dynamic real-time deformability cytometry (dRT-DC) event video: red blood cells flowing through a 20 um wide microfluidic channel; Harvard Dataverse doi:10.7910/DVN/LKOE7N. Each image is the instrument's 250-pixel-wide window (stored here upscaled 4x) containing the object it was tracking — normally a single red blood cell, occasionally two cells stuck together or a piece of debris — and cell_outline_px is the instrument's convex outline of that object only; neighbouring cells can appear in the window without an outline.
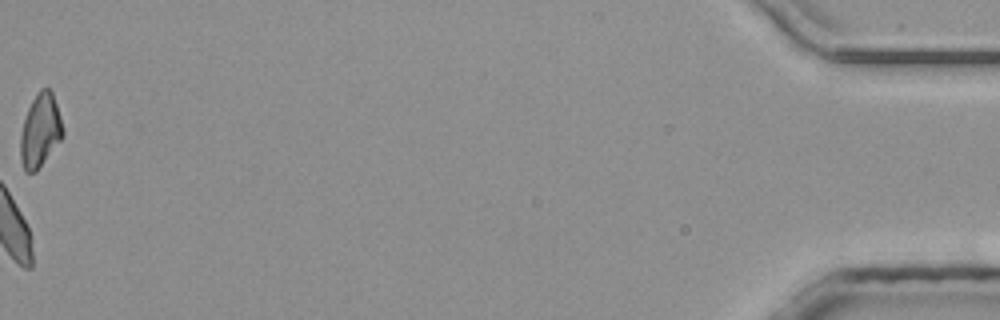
{"species": "common noctule bat (a hibernating species)", "species_latin": "Nyctalus noctula", "temperature_condition": "room temperature", "stored_images_in_passage": 47, "camera_frame_rate_fps": 3000, "um_per_image_px": 0.085, "animal": {"sex": "male", "body_mass_g": 20.4}, "frame": {"image": 1, "passage_image": 47, "time_ms": 15.333, "image_size_px": [1000, 320], "cell_outline_px": [[64, 136], [36, 172], [24, 172], [20, 160], [20, 136], [24, 120], [28, 108], [36, 92], [40, 88], [48, 88], [52, 92], [64, 128]], "centroid_in_image_um": [3.41, 11.12], "position_along_channel_um": 431.8, "area_um2": 18.26}}